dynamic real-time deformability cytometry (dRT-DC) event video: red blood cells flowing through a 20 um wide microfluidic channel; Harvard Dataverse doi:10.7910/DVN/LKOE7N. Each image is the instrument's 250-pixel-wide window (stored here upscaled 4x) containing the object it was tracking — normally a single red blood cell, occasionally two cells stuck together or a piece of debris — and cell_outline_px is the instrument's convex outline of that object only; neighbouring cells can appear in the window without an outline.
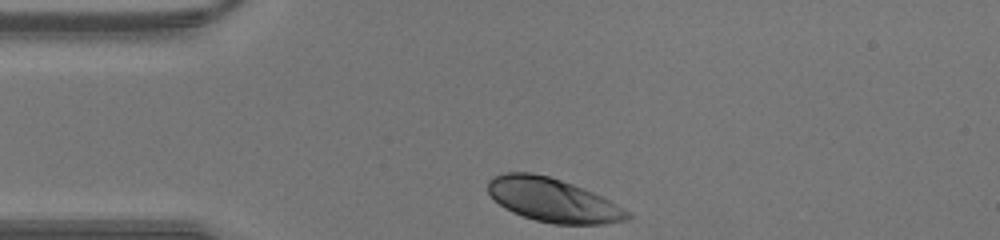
{"species": "human", "species_latin": "Homo sapiens", "temperature_condition": "warm", "stored_images_in_passage": 25, "camera_frame_rate_fps": 3000, "um_per_image_px": 0.085, "donor": {"sex": "male"}, "frame": {"image": 1, "passage_image": 1, "time_ms": 0.0, "image_size_px": [1000, 240], "cell_outline_px": [[632, 216], [628, 220], [604, 224], [552, 224], [536, 220], [512, 212], [504, 208], [488, 192], [488, 180], [492, 176], [504, 172], [532, 172], [548, 176], [572, 184], [592, 192], [624, 208]], "centroid_in_image_um": [46.97, 17.01], "position_along_channel_um": 38.0, "area_um2": 35.32}}
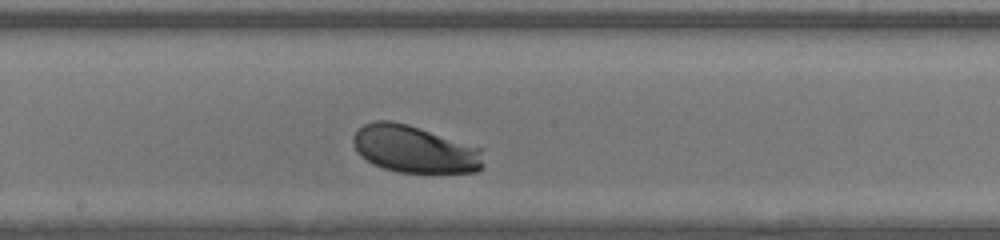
{"frame": {"image": 2, "passage_image": 14, "time_ms": 4.333, "image_size_px": [1000, 240], "cell_outline_px": [[484, 164], [476, 172], [396, 172], [372, 164], [360, 156], [356, 152], [352, 140], [356, 132], [364, 124], [372, 120], [392, 120], [408, 124], [480, 148]], "centroid_in_image_um": [35.18, 12.68], "position_along_channel_um": 213.0, "area_um2": 35.72}}
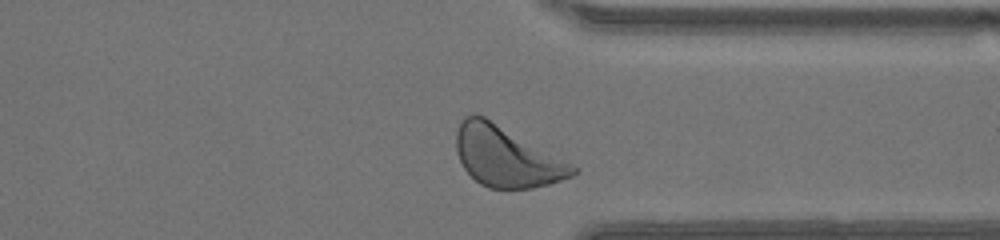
{"frame": {"image": 3, "passage_image": 24, "time_ms": 7.667, "image_size_px": [1000, 240], "cell_outline_px": [[580, 172], [572, 176], [548, 184], [532, 188], [488, 188], [480, 184], [464, 168], [456, 152], [456, 132], [460, 120], [464, 116], [472, 112], [484, 116], [576, 164], [580, 168]], "centroid_in_image_um": [43.08, 13.29], "position_along_channel_um": 368.3, "area_um2": 41.5}}